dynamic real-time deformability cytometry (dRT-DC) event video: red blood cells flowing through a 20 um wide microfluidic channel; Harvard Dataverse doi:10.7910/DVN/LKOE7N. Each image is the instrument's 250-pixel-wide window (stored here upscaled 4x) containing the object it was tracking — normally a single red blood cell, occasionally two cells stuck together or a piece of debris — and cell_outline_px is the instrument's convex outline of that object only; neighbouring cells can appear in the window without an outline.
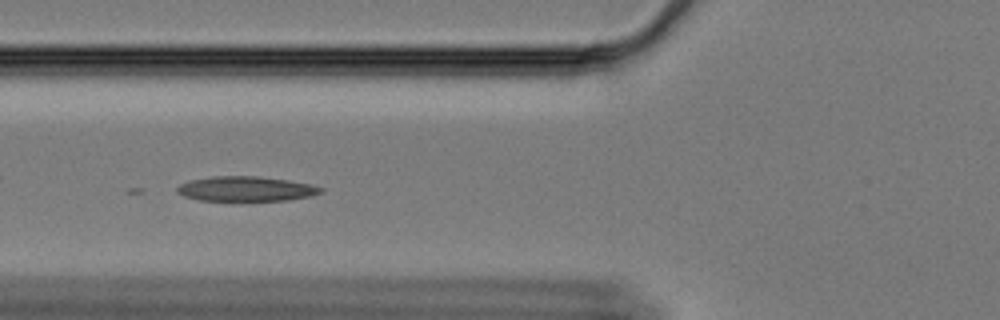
{"species": "Egyptian fruit bat (a non-hibernating species)", "species_latin": "Rousettus aegyptiacus", "temperature_condition": "cold", "stored_images_in_passage": 45, "camera_frame_rate_fps": 3000, "um_per_image_px": 0.085, "animal": {"sex": "female"}, "frame": {"image": 1, "passage_image": 7, "time_ms": 2.0, "image_size_px": [1000, 320], "cell_outline_px": [[324, 192], [312, 196], [288, 200], [200, 200], [184, 196], [176, 192], [176, 188], [180, 184], [192, 180], [212, 176], [256, 176], [288, 180], [312, 184], [324, 188]], "centroid_in_image_um": [20.95, 16.05], "position_along_channel_um": 104.8, "area_um2": 20.75}}
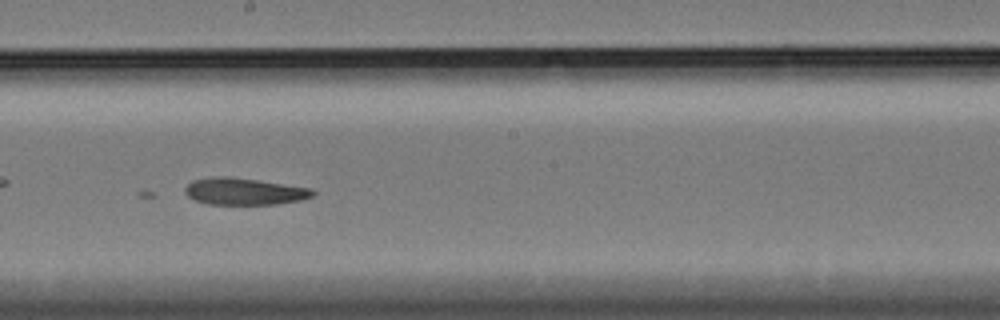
{"frame": {"image": 2, "passage_image": 18, "time_ms": 5.667, "image_size_px": [1000, 320], "cell_outline_px": [[316, 192], [312, 196], [300, 200], [276, 204], [208, 204], [196, 200], [188, 196], [184, 192], [184, 188], [192, 180], [216, 176], [228, 176], [312, 188]], "centroid_in_image_um": [20.74, 16.26], "position_along_channel_um": 227.5, "area_um2": 19.88}}
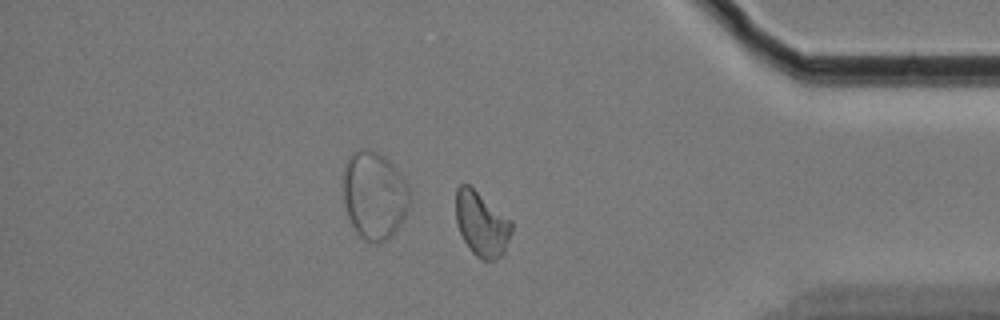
{"frame": {"image": 3, "passage_image": 35, "time_ms": 11.333, "image_size_px": [1000, 320], "cell_outline_px": [[512, 232], [504, 256], [496, 260], [484, 260], [476, 256], [472, 252], [464, 240], [460, 232], [456, 220], [456, 188], [460, 184], [468, 184], [512, 220]], "centroid_in_image_um": [40.97, 19.06], "position_along_channel_um": 394.2, "area_um2": 21.15}}